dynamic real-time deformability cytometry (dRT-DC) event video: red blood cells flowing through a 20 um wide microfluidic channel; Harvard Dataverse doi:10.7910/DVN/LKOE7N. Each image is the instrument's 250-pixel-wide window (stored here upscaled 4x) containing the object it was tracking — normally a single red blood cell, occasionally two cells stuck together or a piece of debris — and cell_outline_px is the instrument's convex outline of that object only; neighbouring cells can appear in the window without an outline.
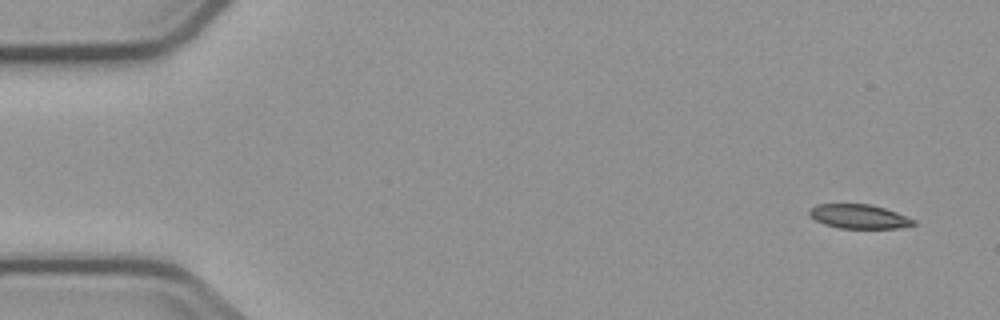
{"species": "common noctule bat (a hibernating species)", "species_latin": "Nyctalus noctula", "temperature_condition": "cold", "stored_images_in_passage": 7, "camera_frame_rate_fps": 3000, "um_per_image_px": 0.085, "animal": {"sex": "male", "body_mass_g": 23.1, "forearm_length_mm": 52.7}, "frame": {"image": 1, "passage_image": 1, "time_ms": 0.0, "image_size_px": [1000, 320], "cell_outline_px": [[916, 224], [900, 228], [840, 228], [824, 224], [808, 216], [808, 208], [816, 204], [872, 204], [896, 212], [916, 220]], "centroid_in_image_um": [72.98, 18.39], "position_along_channel_um": 12.0, "area_um2": 14.8}}
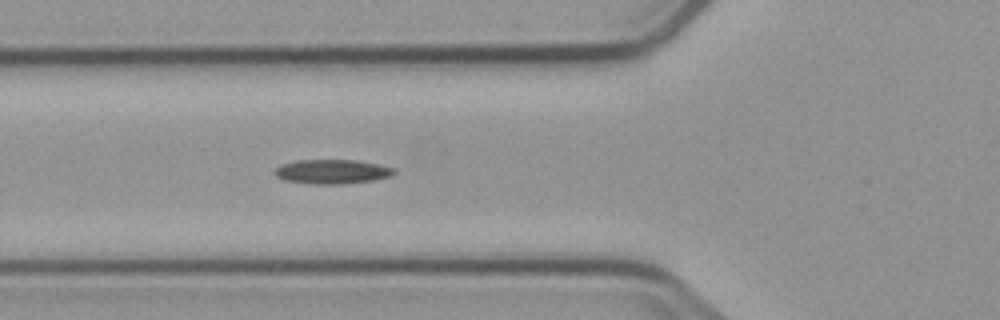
{"frame": {"image": 2, "passage_image": 6, "time_ms": 5.667, "image_size_px": [1000, 320], "cell_outline_px": [[396, 172], [392, 176], [372, 180], [344, 184], [312, 184], [284, 180], [276, 176], [272, 172], [280, 164], [296, 160], [356, 160], [376, 164], [392, 168]], "centroid_in_image_um": [28.17, 14.59], "position_along_channel_um": 97.6, "area_um2": 16.94}}